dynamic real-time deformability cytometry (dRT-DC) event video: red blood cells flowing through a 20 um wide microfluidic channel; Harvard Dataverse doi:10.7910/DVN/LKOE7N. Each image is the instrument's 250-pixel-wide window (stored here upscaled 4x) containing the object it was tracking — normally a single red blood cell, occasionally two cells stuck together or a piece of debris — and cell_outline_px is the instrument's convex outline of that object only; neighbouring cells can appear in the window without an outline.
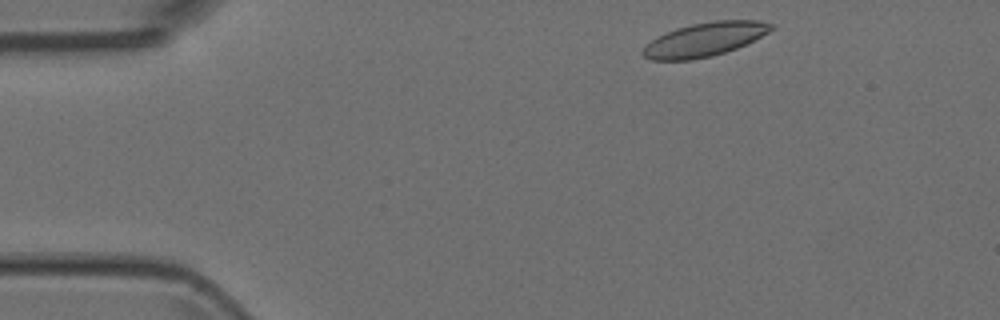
{"species": "Egyptian fruit bat (a non-hibernating species)", "species_latin": "Rousettus aegyptiacus", "temperature_condition": "room temperature", "stored_images_in_passage": 3, "camera_frame_rate_fps": 3000, "um_per_image_px": 0.085, "animal": {"sex": "female"}, "frame": {"image": 1, "passage_image": 1, "time_ms": 0.0, "image_size_px": [1000, 320], "cell_outline_px": [[776, 24], [768, 32], [736, 48], [712, 56], [692, 60], [648, 60], [640, 52], [656, 36], [676, 28], [692, 24], [716, 20], [756, 20]], "centroid_in_image_um": [59.86, 3.35], "position_along_channel_um": 25.1, "area_um2": 25.09}}